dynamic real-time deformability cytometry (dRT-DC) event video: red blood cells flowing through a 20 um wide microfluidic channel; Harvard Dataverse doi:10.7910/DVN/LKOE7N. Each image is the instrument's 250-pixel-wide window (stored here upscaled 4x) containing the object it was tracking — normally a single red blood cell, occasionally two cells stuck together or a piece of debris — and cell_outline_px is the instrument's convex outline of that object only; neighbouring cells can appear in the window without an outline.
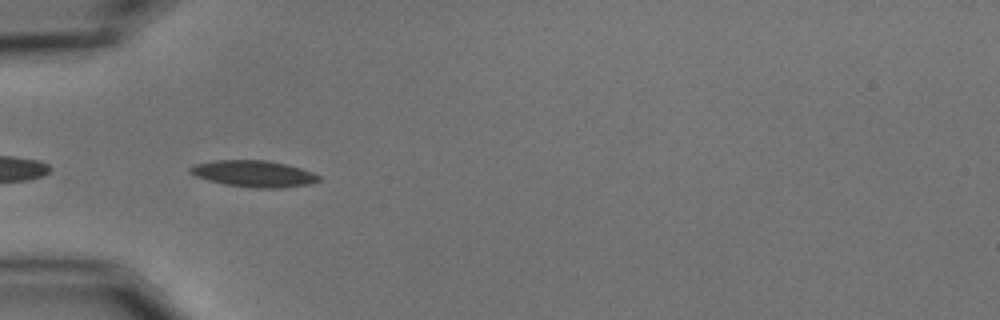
{"species": "common noctule bat (a hibernating species)", "species_latin": "Nyctalus noctula", "temperature_condition": "cold", "stored_images_in_passage": 9, "camera_frame_rate_fps": 3000, "um_per_image_px": 0.085, "animal": {"sex": "male", "body_mass_g": 15.6}, "frame": {"image": 1, "passage_image": 2, "time_ms": 0.333, "image_size_px": [1000, 320], "cell_outline_px": [[320, 180], [308, 184], [284, 188], [256, 188], [224, 184], [208, 180], [196, 176], [188, 172], [188, 168], [196, 164], [216, 160], [268, 160], [288, 164], [312, 172], [320, 176]], "centroid_in_image_um": [21.57, 14.76], "position_along_channel_um": 63.4, "area_um2": 19.88}}